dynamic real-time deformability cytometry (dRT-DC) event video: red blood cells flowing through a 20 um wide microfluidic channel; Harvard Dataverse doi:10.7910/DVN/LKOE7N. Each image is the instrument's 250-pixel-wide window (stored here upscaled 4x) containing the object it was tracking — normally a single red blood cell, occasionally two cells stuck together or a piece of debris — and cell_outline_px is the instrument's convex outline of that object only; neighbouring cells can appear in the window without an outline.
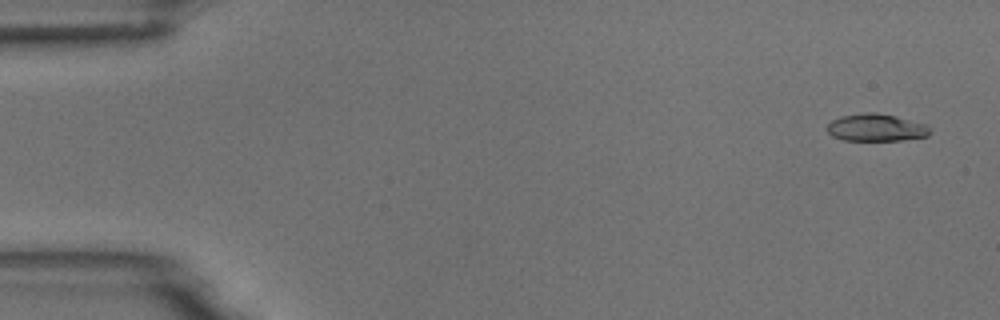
{"species": "common noctule bat (a hibernating species)", "species_latin": "Nyctalus noctula", "temperature_condition": "room temperature", "stored_images_in_passage": 4, "camera_frame_rate_fps": 3000, "um_per_image_px": 0.085, "animal": {"sex": "male", "body_mass_g": 18.8}, "frame": {"image": 1, "passage_image": 1, "time_ms": 0.0, "image_size_px": [1000, 320], "cell_outline_px": [[928, 136], [900, 140], [844, 140], [832, 136], [828, 132], [828, 124], [832, 120], [840, 116], [864, 112], [876, 112], [896, 116], [924, 124], [928, 128]], "centroid_in_image_um": [74.42, 10.83], "position_along_channel_um": 10.6, "area_um2": 16.18}}
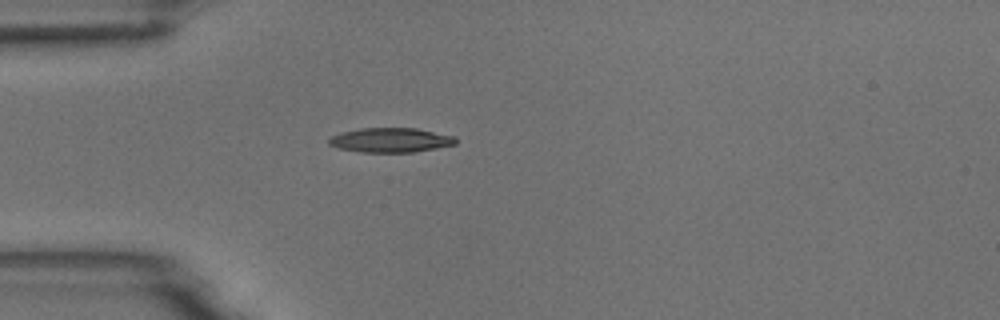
{"frame": {"image": 2, "passage_image": 4, "time_ms": 1.0, "image_size_px": [1000, 320], "cell_outline_px": [[456, 144], [436, 148], [412, 152], [360, 152], [340, 148], [328, 144], [328, 140], [332, 136], [344, 132], [360, 128], [416, 128], [452, 136], [456, 140]], "centroid_in_image_um": [33.18, 11.91], "position_along_channel_um": 51.8, "area_um2": 17.8}}